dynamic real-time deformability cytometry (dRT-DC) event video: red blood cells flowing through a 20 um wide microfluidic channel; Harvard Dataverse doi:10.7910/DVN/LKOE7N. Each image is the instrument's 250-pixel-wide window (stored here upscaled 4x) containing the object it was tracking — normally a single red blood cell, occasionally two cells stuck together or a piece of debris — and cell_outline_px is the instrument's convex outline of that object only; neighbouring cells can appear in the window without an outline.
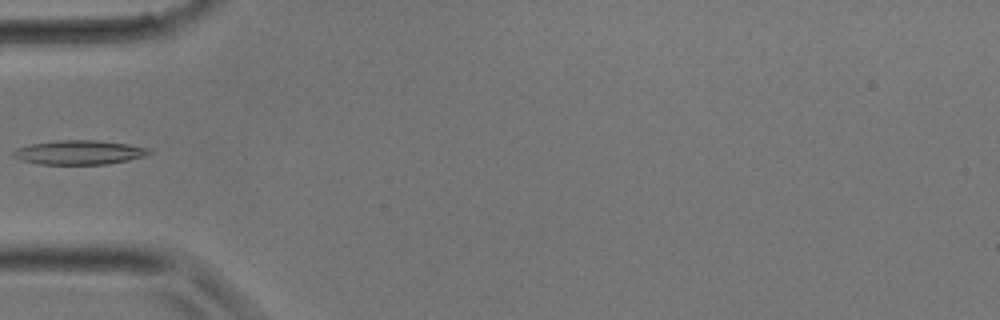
{"species": "common noctule bat (a hibernating species)", "species_latin": "Nyctalus noctula", "temperature_condition": "room temperature", "stored_images_in_passage": 21, "camera_frame_rate_fps": 3000, "um_per_image_px": 0.085, "animal": {"sex": "male", "body_mass_g": 17.9}, "frame": {"image": 1, "passage_image": 1, "time_ms": 0.0, "image_size_px": [1000, 320], "cell_outline_px": [[152, 152], [144, 156], [128, 160], [108, 164], [40, 164], [20, 160], [12, 156], [12, 152], [16, 148], [32, 144], [56, 140], [96, 140], [128, 144], [148, 148]], "centroid_in_image_um": [6.71, 12.95], "position_along_channel_um": 78.3, "area_um2": 19.13}}
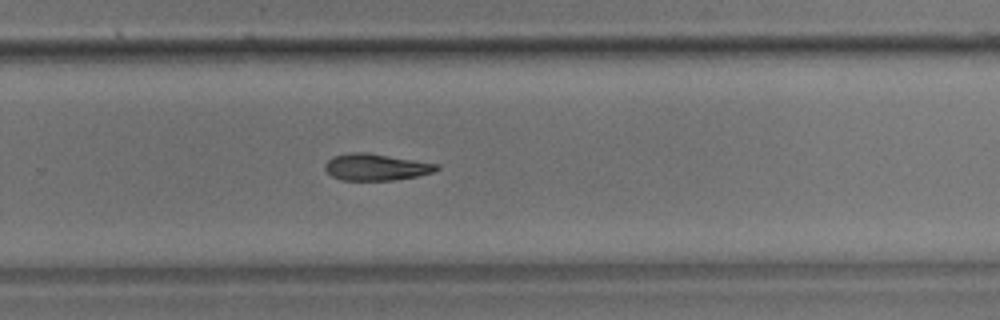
{"frame": {"image": 2, "passage_image": 11, "time_ms": 3.333, "image_size_px": [1000, 320], "cell_outline_px": [[440, 168], [432, 172], [416, 176], [392, 180], [340, 180], [332, 176], [324, 168], [324, 164], [332, 156], [348, 152], [368, 152], [436, 164]], "centroid_in_image_um": [31.88, 14.19], "position_along_channel_um": 297.9, "area_um2": 17.22}}
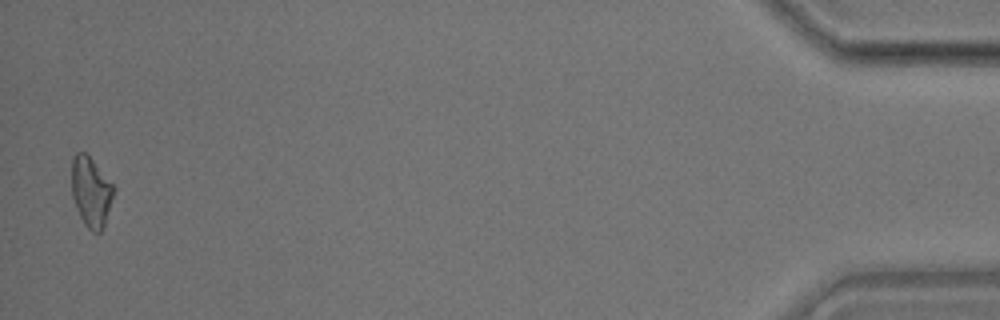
{"frame": {"image": 3, "passage_image": 21, "time_ms": 6.667, "image_size_px": [1000, 320], "cell_outline_px": [[112, 196], [104, 224], [100, 232], [92, 232], [84, 224], [76, 208], [72, 196], [72, 156], [76, 152], [84, 152], [92, 160], [112, 184]], "centroid_in_image_um": [7.68, 16.3], "position_along_channel_um": 427.5, "area_um2": 16.53}}